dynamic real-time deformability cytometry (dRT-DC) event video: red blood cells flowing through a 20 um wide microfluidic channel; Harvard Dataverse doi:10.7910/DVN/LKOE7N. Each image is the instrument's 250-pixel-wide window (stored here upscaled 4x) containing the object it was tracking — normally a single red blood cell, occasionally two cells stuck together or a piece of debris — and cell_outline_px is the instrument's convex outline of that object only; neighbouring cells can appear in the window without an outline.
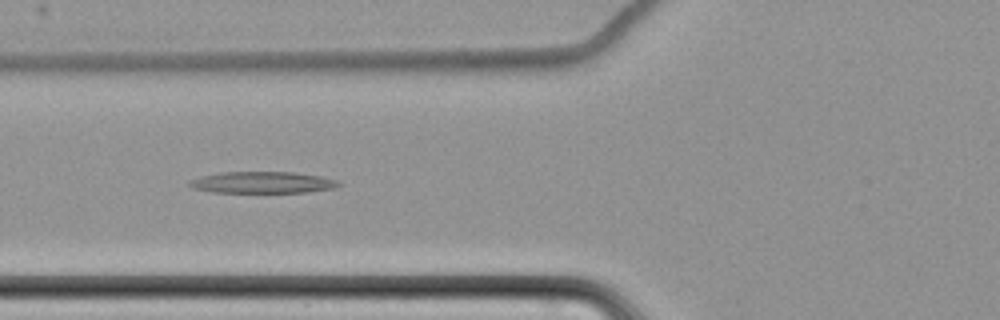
{"species": "common noctule bat (a hibernating species)", "species_latin": "Nyctalus noctula", "temperature_condition": "cold", "stored_images_in_passage": 5, "camera_frame_rate_fps": 3000, "um_per_image_px": 0.085, "animal": {"sex": "female", "body_mass_g": 22.7, "forearm_length_mm": 54.2}, "frame": {"image": 1, "passage_image": 4, "time_ms": 7.0, "image_size_px": [1000, 320], "cell_outline_px": [[340, 184], [332, 188], [304, 192], [212, 192], [192, 188], [188, 184], [192, 180], [200, 176], [220, 172], [292, 172], [320, 176], [336, 180]], "centroid_in_image_um": [22.25, 15.5], "position_along_channel_um": 103.5, "area_um2": 18.44}}
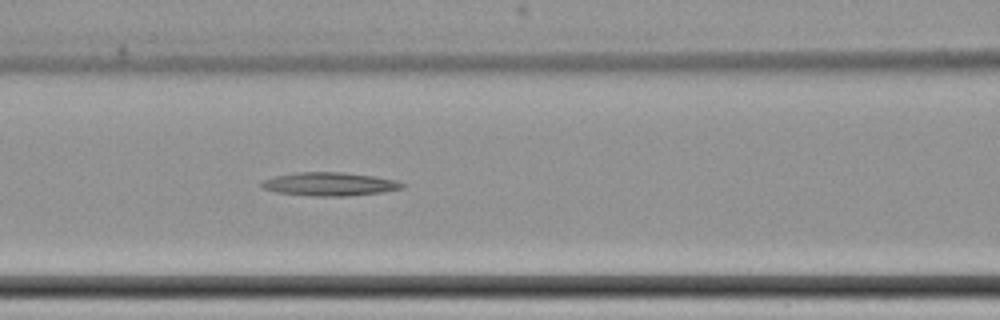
{"frame": {"image": 2, "passage_image": 5, "time_ms": 8.0, "image_size_px": [1000, 320], "cell_outline_px": [[408, 184], [404, 188], [384, 192], [344, 196], [316, 196], [276, 192], [264, 188], [260, 184], [264, 180], [276, 176], [296, 172], [344, 172], [372, 176], [396, 180]], "centroid_in_image_um": [28.08, 15.64], "position_along_channel_um": 138.5, "area_um2": 19.13}}